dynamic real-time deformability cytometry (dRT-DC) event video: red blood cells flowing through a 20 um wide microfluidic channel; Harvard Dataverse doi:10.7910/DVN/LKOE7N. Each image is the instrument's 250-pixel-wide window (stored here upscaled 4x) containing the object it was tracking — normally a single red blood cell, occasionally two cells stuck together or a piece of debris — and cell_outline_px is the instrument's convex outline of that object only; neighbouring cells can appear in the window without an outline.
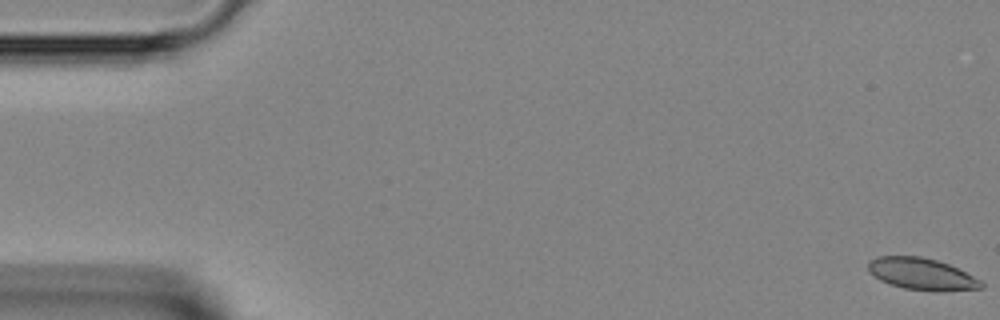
{"species": "Egyptian fruit bat (a non-hibernating species)", "species_latin": "Rousettus aegyptiacus", "temperature_condition": "room temperature", "stored_images_in_passage": 10, "camera_frame_rate_fps": 3000, "um_per_image_px": 0.085, "animal": {"sex": "female"}, "frame": {"image": 1, "passage_image": 1, "time_ms": 0.0, "image_size_px": [1000, 320], "cell_outline_px": [[984, 288], [940, 292], [932, 292], [904, 288], [888, 284], [880, 280], [868, 272], [868, 260], [876, 256], [920, 256], [936, 260], [948, 264], [980, 280], [984, 284]], "centroid_in_image_um": [78.31, 23.3], "position_along_channel_um": 6.7, "area_um2": 21.15}}